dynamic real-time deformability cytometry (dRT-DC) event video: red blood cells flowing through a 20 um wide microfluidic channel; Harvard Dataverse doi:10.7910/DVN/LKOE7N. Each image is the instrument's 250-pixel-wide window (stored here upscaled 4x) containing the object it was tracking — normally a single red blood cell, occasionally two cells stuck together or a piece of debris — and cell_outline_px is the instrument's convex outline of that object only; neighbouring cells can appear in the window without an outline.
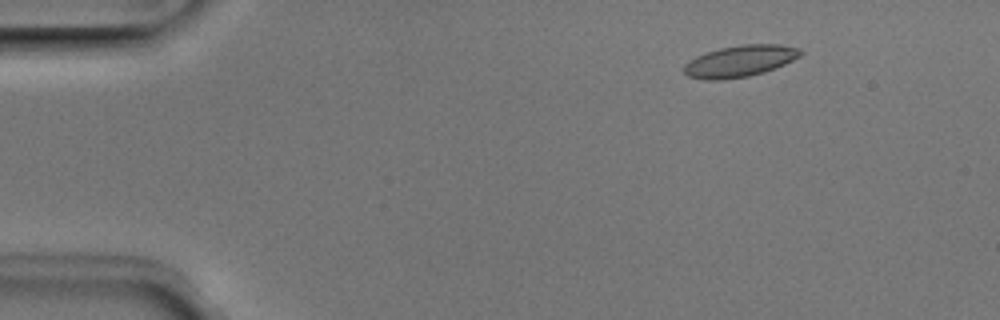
{"species": "Egyptian fruit bat (a non-hibernating species)", "species_latin": "Rousettus aegyptiacus", "temperature_condition": "room temperature", "stored_images_in_passage": 52, "camera_frame_rate_fps": 3000, "um_per_image_px": 0.085, "animal": {"sex": "male"}, "frame": {"image": 1, "passage_image": 7, "time_ms": 2.0, "image_size_px": [1000, 320], "cell_outline_px": [[804, 52], [800, 56], [784, 64], [764, 72], [748, 76], [720, 80], [708, 80], [688, 76], [684, 72], [684, 64], [688, 60], [704, 52], [720, 48], [740, 44], [780, 44], [800, 48]], "centroid_in_image_um": [62.88, 5.18], "position_along_channel_um": 22.1, "area_um2": 21.5}}
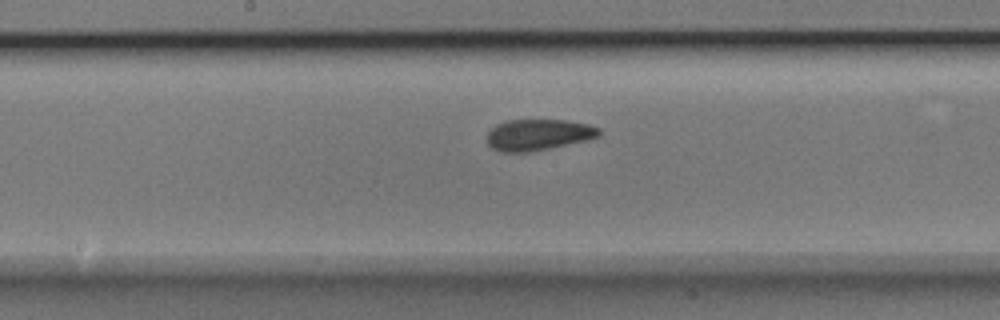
{"frame": {"image": 2, "passage_image": 27, "time_ms": 8.667, "image_size_px": [1000, 320], "cell_outline_px": [[600, 132], [596, 136], [584, 140], [532, 152], [500, 152], [492, 148], [488, 144], [488, 132], [496, 124], [508, 120], [564, 120], [588, 124], [600, 128]], "centroid_in_image_um": [45.7, 11.45], "position_along_channel_um": 202.5, "area_um2": 20.11}}
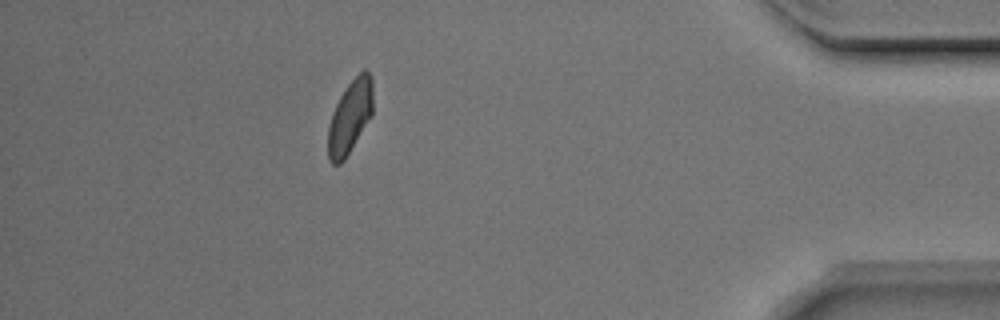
{"frame": {"image": 3, "passage_image": 46, "time_ms": 15.0, "image_size_px": [1000, 320], "cell_outline_px": [[372, 116], [344, 160], [340, 164], [332, 164], [328, 160], [328, 128], [332, 112], [340, 96], [348, 84], [364, 68], [372, 76]], "centroid_in_image_um": [29.75, 9.94], "position_along_channel_um": 405.5, "area_um2": 19.13}, "authors_computed_cell_mechanics": {"area_um2": 20.3745, "velocity_mm_per_s": 3.9453, "shape_relaxation_time_tau1_ms": 7.2566, "shape_relaxation_time_tau2_ms": 1.8101, "deformation_change_tau1": 0.155, "deformation_change_tau2": 0.0615}}